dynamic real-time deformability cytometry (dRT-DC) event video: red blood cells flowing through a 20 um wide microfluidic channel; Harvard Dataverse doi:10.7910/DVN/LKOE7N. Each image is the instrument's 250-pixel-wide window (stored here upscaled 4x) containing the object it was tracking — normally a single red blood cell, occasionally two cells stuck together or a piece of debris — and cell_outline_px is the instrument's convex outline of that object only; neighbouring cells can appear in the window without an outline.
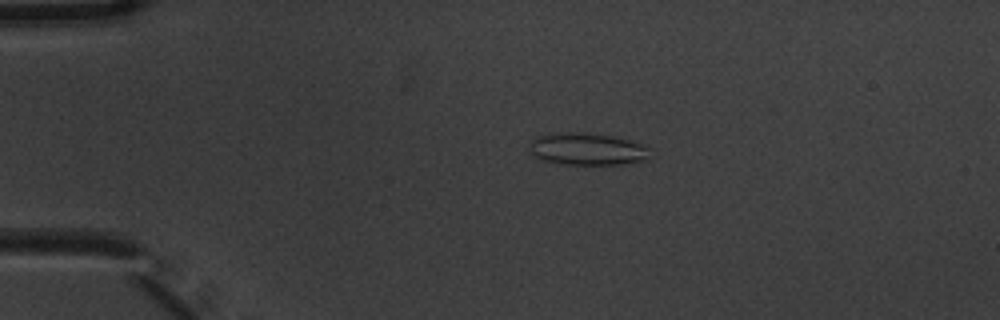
{"species": "common noctule bat (a hibernating species)", "species_latin": "Nyctalus noctula", "temperature_condition": "warm", "stored_images_in_passage": 4, "camera_frame_rate_fps": 3000, "um_per_image_px": 0.085, "animal": {"sex": "male", "body_mass_g": 20.1, "forearm_length_mm": 53.5}, "frame": {"image": 1, "passage_image": 2, "time_ms": 0.333, "image_size_px": [1000, 320], "cell_outline_px": [[648, 148], [644, 160], [624, 164], [560, 164], [540, 160], [532, 156], [528, 152], [528, 144], [536, 136], [560, 132], [584, 132], [608, 136], [648, 144]], "centroid_in_image_um": [49.8, 12.67], "position_along_channel_um": 35.2, "area_um2": 22.77}}
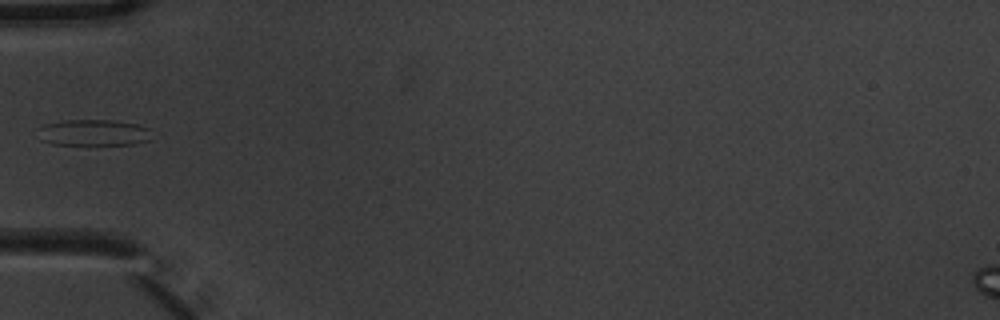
{"frame": {"image": 2, "passage_image": 4, "time_ms": 1.0, "image_size_px": [1000, 320], "cell_outline_px": [[152, 140], [132, 144], [52, 144], [40, 140], [36, 128], [44, 124], [64, 120], [112, 120], [136, 124], [148, 128]], "centroid_in_image_um": [7.9, 11.27], "position_along_channel_um": 77.1, "area_um2": 17.46}}